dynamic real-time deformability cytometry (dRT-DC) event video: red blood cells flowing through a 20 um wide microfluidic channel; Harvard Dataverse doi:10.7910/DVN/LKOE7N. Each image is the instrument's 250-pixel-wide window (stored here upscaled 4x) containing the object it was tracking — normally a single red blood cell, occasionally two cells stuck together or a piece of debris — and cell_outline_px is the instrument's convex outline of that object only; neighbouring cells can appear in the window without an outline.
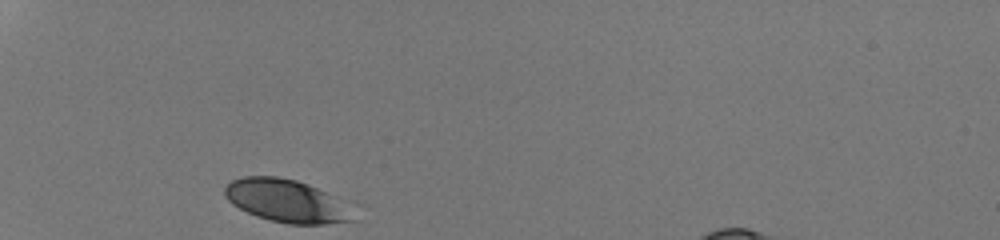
{"species": "human", "species_latin": "Homo sapiens", "temperature_condition": "room temperature", "stored_images_in_passage": 28, "camera_frame_rate_fps": 3000, "um_per_image_px": 0.085, "donor": {"sex": "male"}, "frame": {"image": 1, "passage_image": 1, "time_ms": 0.0, "image_size_px": [1000, 240], "cell_outline_px": [[356, 220], [324, 224], [288, 224], [256, 216], [232, 204], [224, 196], [224, 188], [232, 180], [244, 176], [276, 176], [296, 180], [308, 184], [332, 196]], "centroid_in_image_um": [24.23, 17.07], "position_along_channel_um": 60.8, "area_um2": 31.15}}
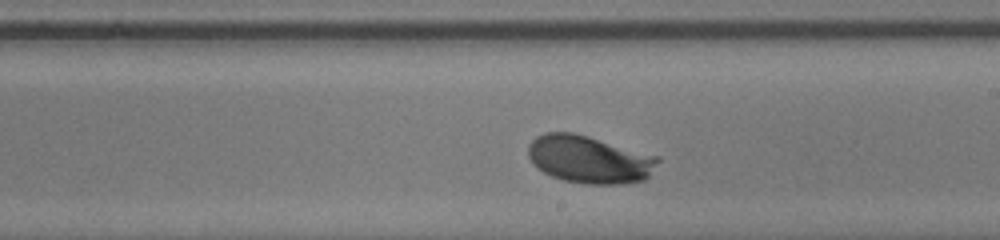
{"frame": {"image": 2, "passage_image": 16, "time_ms": 5.0, "image_size_px": [1000, 240], "cell_outline_px": [[660, 160], [648, 176], [644, 180], [620, 184], [584, 184], [564, 180], [552, 176], [536, 168], [532, 164], [528, 156], [528, 144], [536, 136], [544, 132], [572, 132], [588, 136], [660, 156]], "centroid_in_image_um": [50.07, 13.54], "position_along_channel_um": 238.9, "area_um2": 36.18}}
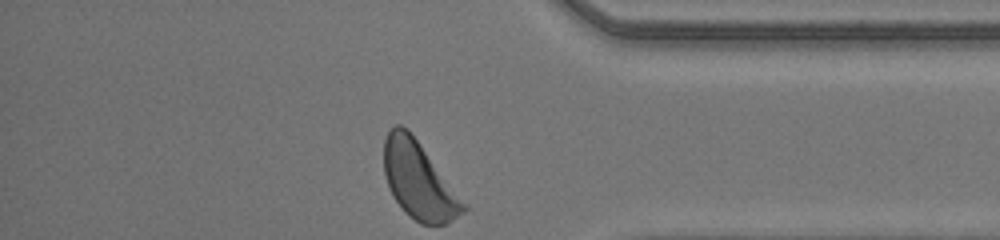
{"frame": {"image": 3, "passage_image": 28, "time_ms": 9.0, "image_size_px": [1000, 240], "cell_outline_px": [[468, 208], [464, 212], [448, 224], [420, 224], [408, 216], [404, 212], [392, 196], [384, 172], [384, 140], [388, 132], [396, 124], [400, 124], [408, 128], [468, 204]], "centroid_in_image_um": [35.62, 15.36], "position_along_channel_um": 399.6, "area_um2": 36.01}, "authors_computed_cell_mechanics": {"area_um2": 34.2465, "velocity_mm_per_s": 4.1926, "shape_relaxation_time_tau1_ms": 2.051, "shape_relaxation_time_tau2_ms": null, "deformation_change_tau1": 0.1204, "deformation_change_tau2": null}}